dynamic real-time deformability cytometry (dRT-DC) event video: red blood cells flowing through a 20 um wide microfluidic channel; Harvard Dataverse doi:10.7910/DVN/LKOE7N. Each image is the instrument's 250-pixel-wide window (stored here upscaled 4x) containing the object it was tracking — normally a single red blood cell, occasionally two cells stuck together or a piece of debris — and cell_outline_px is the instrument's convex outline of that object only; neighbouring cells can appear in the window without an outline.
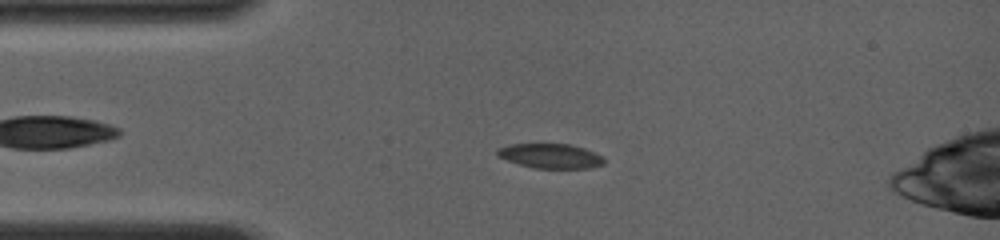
{"species": "common noctule bat (a hibernating species)", "species_latin": "Nyctalus noctula", "temperature_condition": "room temperature", "stored_images_in_passage": 67, "camera_frame_rate_fps": 4000, "um_per_image_px": 0.085, "animal": {"sex": "female", "body_mass_g": 19.0, "forearm_length_mm": 56.7}, "frame": {"image": 1, "passage_image": 16, "time_ms": 3.25, "image_size_px": [1000, 240], "cell_outline_px": [[604, 164], [592, 168], [532, 168], [496, 156], [496, 148], [508, 144], [568, 144], [584, 148], [596, 152], [604, 156]], "centroid_in_image_um": [46.8, 13.25], "position_along_channel_um": 38.2, "area_um2": 15.49}}
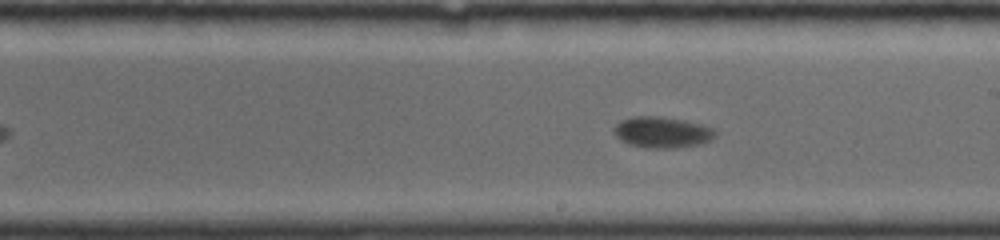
{"frame": {"image": 2, "passage_image": 40, "time_ms": 8.75, "image_size_px": [1000, 240], "cell_outline_px": [[716, 136], [712, 140], [700, 144], [676, 148], [652, 148], [628, 144], [620, 140], [612, 132], [612, 128], [620, 120], [632, 116], [656, 116], [684, 120], [700, 124], [712, 128], [716, 132]], "centroid_in_image_um": [56.25, 11.24], "position_along_channel_um": 232.7, "area_um2": 18.5}}
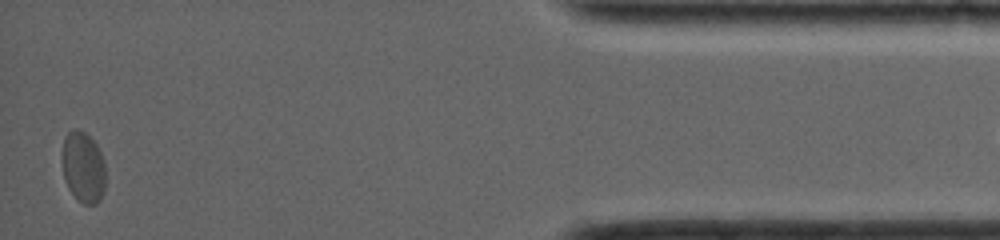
{"frame": {"image": 3, "passage_image": 63, "time_ms": 15.25, "image_size_px": [1000, 240], "cell_outline_px": [[104, 192], [100, 200], [96, 204], [84, 204], [68, 188], [64, 180], [60, 156], [60, 152], [64, 136], [68, 132], [76, 128], [80, 128], [96, 144], [104, 160]], "centroid_in_image_um": [7.03, 14.17], "position_along_channel_um": 428.2, "area_um2": 18.26}}